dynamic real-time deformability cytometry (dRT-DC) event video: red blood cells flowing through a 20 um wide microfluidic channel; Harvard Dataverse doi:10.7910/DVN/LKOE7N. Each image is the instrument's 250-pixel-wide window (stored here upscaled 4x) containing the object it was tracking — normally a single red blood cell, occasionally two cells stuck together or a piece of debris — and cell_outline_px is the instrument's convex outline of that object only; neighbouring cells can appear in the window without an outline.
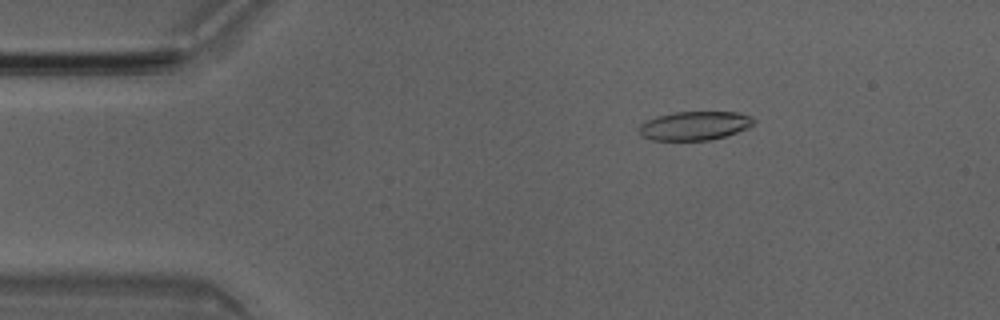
{"species": "Egyptian fruit bat (a non-hibernating species)", "species_latin": "Rousettus aegyptiacus", "temperature_condition": "room temperature", "stored_images_in_passage": 50, "camera_frame_rate_fps": 3000, "um_per_image_px": 0.085, "animal": {"sex": "male"}, "frame": {"image": 1, "passage_image": 8, "time_ms": 2.333, "image_size_px": [1000, 320], "cell_outline_px": [[756, 120], [748, 128], [724, 136], [708, 140], [652, 140], [640, 136], [640, 124], [644, 120], [656, 116], [672, 112], [736, 112], [752, 116]], "centroid_in_image_um": [59.01, 10.68], "position_along_channel_um": 26.0, "area_um2": 19.31}}
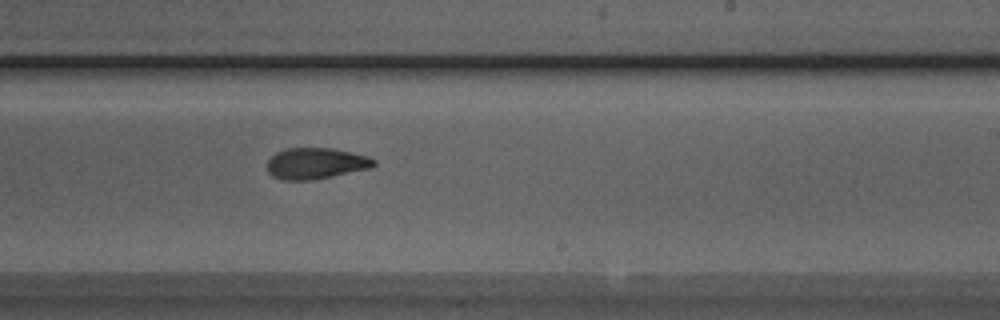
{"frame": {"image": 2, "passage_image": 30, "time_ms": 9.667, "image_size_px": [1000, 320], "cell_outline_px": [[376, 164], [372, 168], [312, 180], [280, 180], [272, 176], [268, 172], [268, 160], [276, 152], [284, 148], [332, 148], [368, 156], [376, 160]], "centroid_in_image_um": [26.84, 13.89], "position_along_channel_um": 262.2, "area_um2": 19.48}}
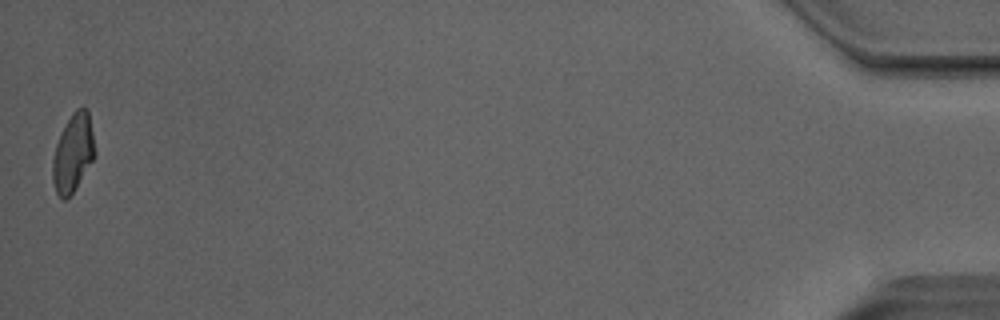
{"frame": {"image": 3, "passage_image": 50, "time_ms": 16.333, "image_size_px": [1000, 320], "cell_outline_px": [[96, 156], [72, 192], [64, 200], [56, 192], [52, 180], [52, 160], [56, 144], [72, 112], [76, 108], [88, 108], [96, 152]], "centroid_in_image_um": [6.22, 12.98], "position_along_channel_um": 429.0, "area_um2": 18.96}, "authors_computed_cell_mechanics": {"area_um2": 19.8543, "velocity_mm_per_s": 4.049, "shape_relaxation_time_tau1_ms": 5.7367, "shape_relaxation_time_tau2_ms": 3.3986, "deformation_change_tau1": 0.2, "deformation_change_tau2": 0.1102}}